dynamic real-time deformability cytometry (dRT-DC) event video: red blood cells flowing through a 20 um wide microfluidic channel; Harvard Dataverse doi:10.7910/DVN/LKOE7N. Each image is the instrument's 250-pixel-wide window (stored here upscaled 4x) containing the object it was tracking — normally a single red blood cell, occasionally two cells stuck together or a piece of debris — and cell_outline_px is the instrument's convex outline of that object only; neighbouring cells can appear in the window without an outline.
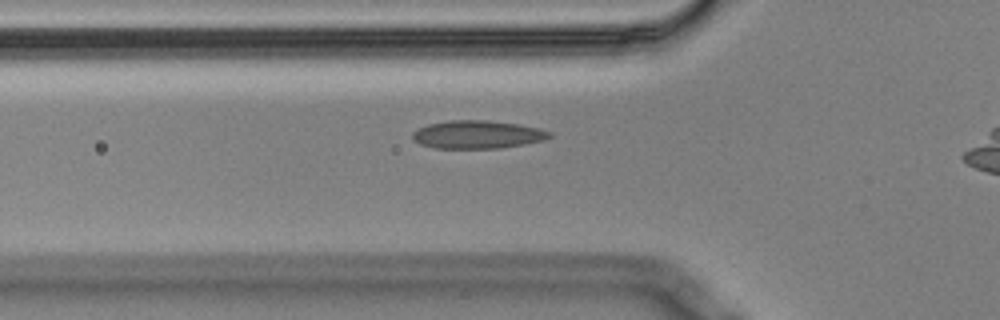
{"species": "Egyptian fruit bat (a non-hibernating species)", "species_latin": "Rousettus aegyptiacus", "temperature_condition": "cold", "stored_images_in_passage": 33, "camera_frame_rate_fps": 3000, "um_per_image_px": 0.085, "animal": {"sex": "male"}, "frame": {"image": 1, "passage_image": 3, "time_ms": 0.667, "image_size_px": [1000, 320], "cell_outline_px": [[552, 136], [544, 140], [524, 144], [500, 148], [432, 148], [420, 144], [412, 140], [412, 132], [428, 124], [452, 120], [488, 120], [516, 124], [540, 128], [552, 132]], "centroid_in_image_um": [40.58, 11.44], "position_along_channel_um": 85.2, "area_um2": 22.43}}
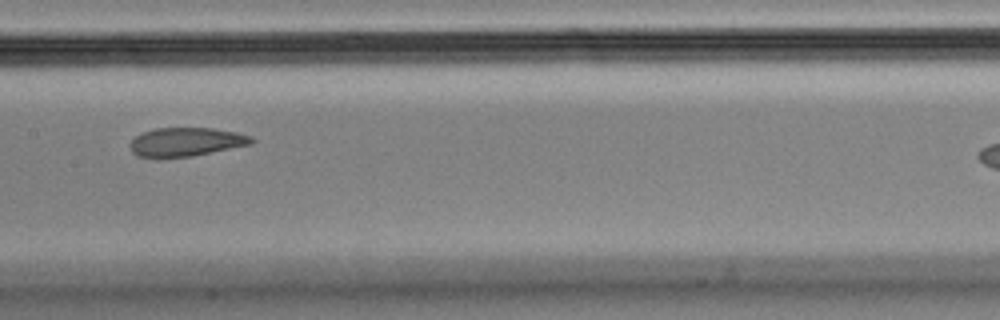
{"frame": {"image": 2, "passage_image": 12, "time_ms": 3.667, "image_size_px": [1000, 320], "cell_outline_px": [[256, 140], [252, 144], [192, 156], [160, 160], [156, 160], [136, 156], [132, 152], [132, 140], [136, 136], [144, 132], [156, 128], [212, 128], [236, 132], [252, 136]], "centroid_in_image_um": [15.8, 12.1], "position_along_channel_um": 191.6, "area_um2": 20.75}}
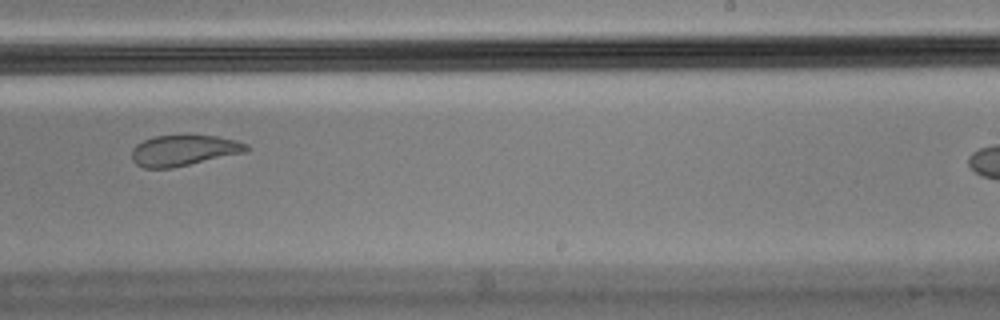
{"frame": {"image": 3, "passage_image": 19, "time_ms": 6.0, "image_size_px": [1000, 320], "cell_outline_px": [[252, 148], [244, 152], [172, 168], [144, 168], [136, 164], [132, 160], [132, 148], [136, 144], [144, 140], [156, 136], [216, 136], [236, 140], [248, 144]], "centroid_in_image_um": [15.61, 12.79], "position_along_channel_um": 273.4, "area_um2": 20.35}, "authors_computed_cell_mechanics": {"area_um2": 21.4438, "velocity_mm_per_s": 3.5208, "shape_relaxation_time_tau1_ms": null, "shape_relaxation_time_tau2_ms": 1.1875, "deformation_change_tau1": null, "deformation_change_tau2": 0.0554}}